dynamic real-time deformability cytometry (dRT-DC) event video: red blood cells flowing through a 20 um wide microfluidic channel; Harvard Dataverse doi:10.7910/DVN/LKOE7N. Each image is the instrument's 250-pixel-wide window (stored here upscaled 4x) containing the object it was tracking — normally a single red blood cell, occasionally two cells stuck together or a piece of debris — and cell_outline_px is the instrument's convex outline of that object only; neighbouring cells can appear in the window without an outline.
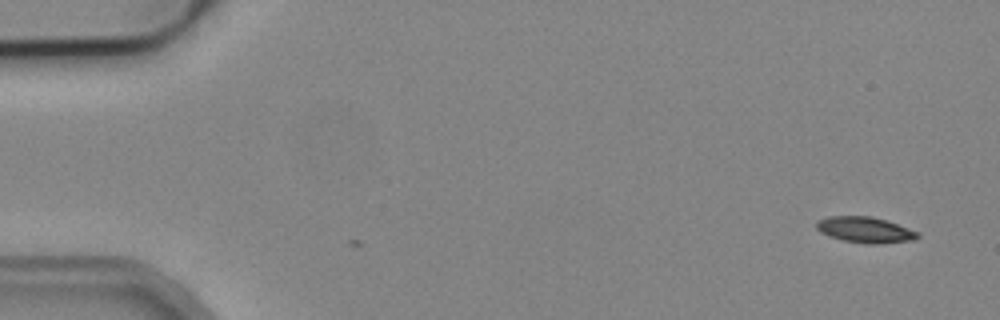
{"species": "common noctule bat (a hibernating species)", "species_latin": "Nyctalus noctula", "temperature_condition": "cold", "stored_images_in_passage": 10, "camera_frame_rate_fps": 3000, "um_per_image_px": 0.085, "animal": {"sex": "male", "body_mass_g": 19.2, "forearm_length_mm": 51.8}, "frame": {"image": 1, "passage_image": 1, "time_ms": 0.0, "image_size_px": [1000, 320], "cell_outline_px": [[920, 236], [912, 240], [876, 244], [868, 244], [844, 240], [828, 236], [820, 232], [816, 228], [816, 220], [828, 216], [872, 216], [888, 220], [920, 232]], "centroid_in_image_um": [73.53, 19.52], "position_along_channel_um": 11.5, "area_um2": 15.43}}
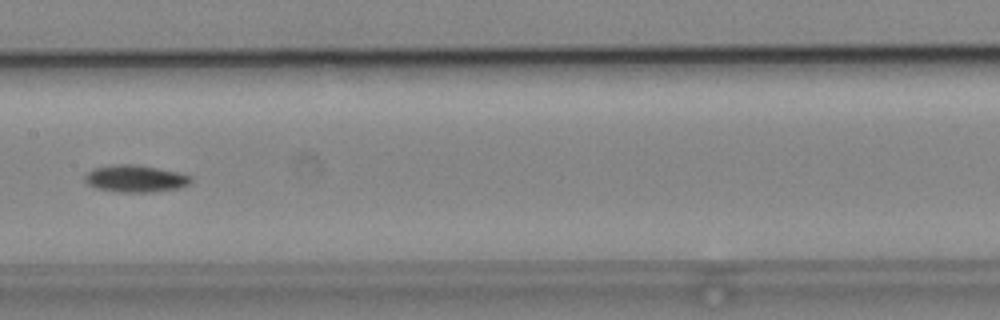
{"frame": {"image": 2, "passage_image": 7, "time_ms": 8.333, "image_size_px": [1000, 320], "cell_outline_px": [[192, 180], [188, 184], [180, 188], [148, 192], [120, 192], [96, 188], [88, 184], [84, 180], [84, 176], [92, 168], [112, 164], [132, 164], [156, 168], [176, 172], [192, 176]], "centroid_in_image_um": [11.47, 15.18], "position_along_channel_um": 195.9, "area_um2": 16.65}}
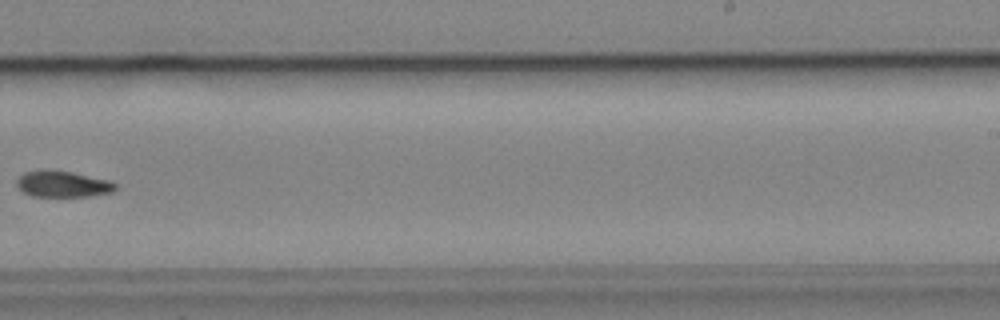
{"frame": {"image": 3, "passage_image": 9, "time_ms": 10.667, "image_size_px": [1000, 320], "cell_outline_px": [[116, 188], [112, 192], [92, 196], [32, 196], [24, 192], [16, 184], [16, 180], [24, 172], [40, 168], [48, 168], [72, 172], [112, 180], [116, 184]], "centroid_in_image_um": [5.33, 15.61], "position_along_channel_um": 283.7, "area_um2": 15.43}}